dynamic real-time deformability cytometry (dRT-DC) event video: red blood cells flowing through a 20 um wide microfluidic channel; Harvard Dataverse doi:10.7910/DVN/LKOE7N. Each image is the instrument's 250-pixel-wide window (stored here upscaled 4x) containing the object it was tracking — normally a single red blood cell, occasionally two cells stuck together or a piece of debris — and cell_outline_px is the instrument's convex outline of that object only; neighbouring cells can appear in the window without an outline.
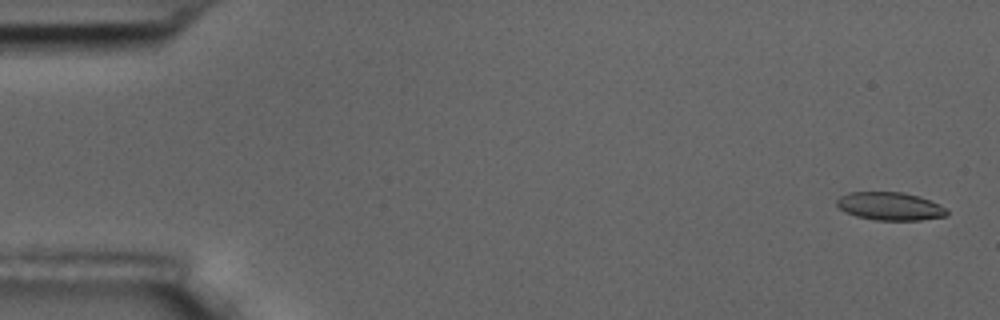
{"species": "common noctule bat (a hibernating species)", "species_latin": "Nyctalus noctula", "temperature_condition": "room temperature", "stored_images_in_passage": 56, "camera_frame_rate_fps": 3000, "um_per_image_px": 0.085, "animal": {"sex": "male", "body_mass_g": 17.5, "forearm_length_mm": 52.3}, "frame": {"image": 1, "passage_image": 2, "time_ms": 0.333, "image_size_px": [1000, 320], "cell_outline_px": [[948, 216], [920, 220], [876, 220], [856, 216], [844, 212], [836, 204], [836, 200], [840, 196], [848, 192], [904, 192], [920, 196], [940, 204], [948, 212]], "centroid_in_image_um": [75.65, 17.52], "position_along_channel_um": 9.3, "area_um2": 18.15}}
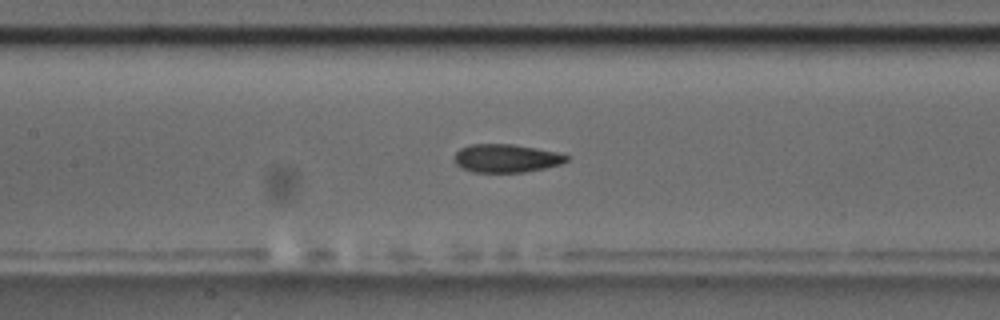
{"frame": {"image": 2, "passage_image": 26, "time_ms": 8.333, "image_size_px": [1000, 320], "cell_outline_px": [[568, 160], [560, 164], [544, 168], [524, 172], [472, 172], [460, 168], [452, 160], [456, 152], [460, 148], [468, 144], [512, 144], [536, 148], [556, 152], [568, 156]], "centroid_in_image_um": [42.96, 13.45], "position_along_channel_um": 164.4, "area_um2": 18.55}}
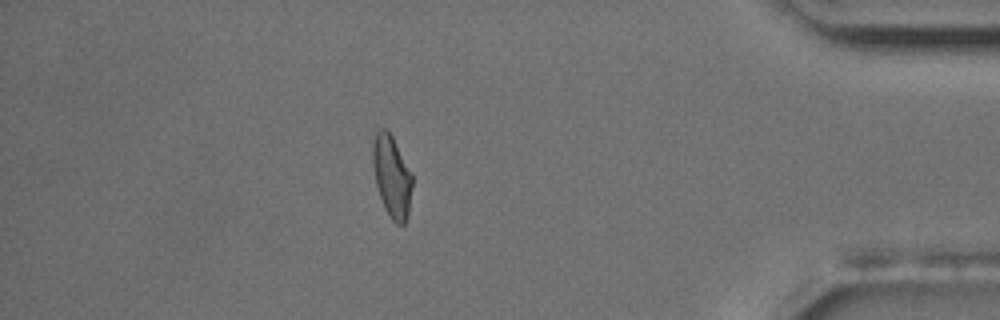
{"frame": {"image": 3, "passage_image": 49, "time_ms": 16.0, "image_size_px": [1000, 320], "cell_outline_px": [[412, 188], [408, 216], [404, 224], [396, 224], [388, 216], [384, 208], [376, 184], [372, 164], [372, 140], [376, 124], [388, 128], [412, 172]], "centroid_in_image_um": [33.28, 14.89], "position_along_channel_um": 401.9, "area_um2": 19.59}, "authors_computed_cell_mechanics": {"area_um2": 18.9295, "velocity_mm_per_s": 3.6339, "shape_relaxation_time_tau1_ms": null, "shape_relaxation_time_tau2_ms": 2.0563, "deformation_change_tau1": null, "deformation_change_tau2": 0.08}}